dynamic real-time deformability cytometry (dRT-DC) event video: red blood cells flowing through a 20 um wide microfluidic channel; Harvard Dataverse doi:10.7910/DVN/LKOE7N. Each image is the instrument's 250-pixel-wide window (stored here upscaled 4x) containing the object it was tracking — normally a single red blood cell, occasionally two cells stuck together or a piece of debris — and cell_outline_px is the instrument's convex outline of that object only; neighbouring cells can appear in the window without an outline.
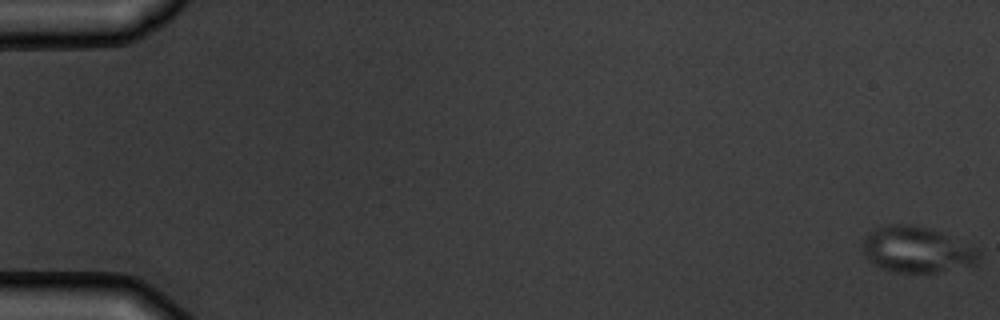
{"species": "common noctule bat (a hibernating species)", "species_latin": "Nyctalus noctula", "temperature_condition": "warm", "stored_images_in_passage": 6, "camera_frame_rate_fps": 3000, "um_per_image_px": 0.085, "animal": {"sex": "male", "body_mass_g": 19.5, "forearm_length_mm": 54.6}, "frame": {"image": 1, "passage_image": 1, "time_ms": 0.0, "image_size_px": [1000, 320], "cell_outline_px": [[980, 256], [976, 264], [936, 272], [892, 272], [880, 268], [868, 260], [864, 256], [860, 248], [860, 244], [868, 232], [884, 224], [912, 224], [928, 228], [940, 232], [980, 252]], "centroid_in_image_um": [77.81, 21.22], "position_along_channel_um": 7.2, "area_um2": 31.04}}